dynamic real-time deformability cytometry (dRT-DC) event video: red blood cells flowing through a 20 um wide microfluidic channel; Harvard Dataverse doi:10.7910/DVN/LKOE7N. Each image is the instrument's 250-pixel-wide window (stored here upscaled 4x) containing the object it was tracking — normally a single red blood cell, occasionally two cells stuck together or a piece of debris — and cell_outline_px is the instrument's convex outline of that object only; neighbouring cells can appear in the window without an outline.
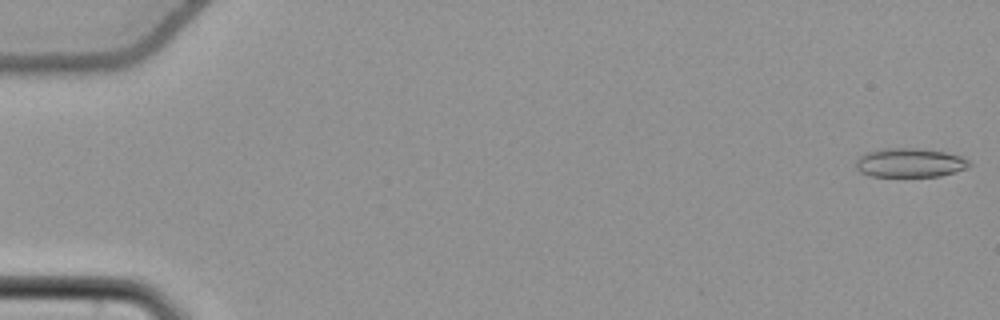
{"species": "common noctule bat (a hibernating species)", "species_latin": "Nyctalus noctula", "temperature_condition": "cold", "stored_images_in_passage": 17, "camera_frame_rate_fps": 3000, "um_per_image_px": 0.085, "animal": {"sex": "female", "body_mass_g": 22.7, "forearm_length_mm": 54.2}, "frame": {"image": 1, "passage_image": 1, "time_ms": 0.0, "image_size_px": [1000, 320], "cell_outline_px": [[972, 164], [968, 168], [940, 176], [872, 176], [860, 172], [856, 168], [856, 160], [864, 152], [880, 148], [916, 148], [944, 152], [960, 156], [968, 160]], "centroid_in_image_um": [77.31, 13.82], "position_along_channel_um": 7.7, "area_um2": 19.25}}
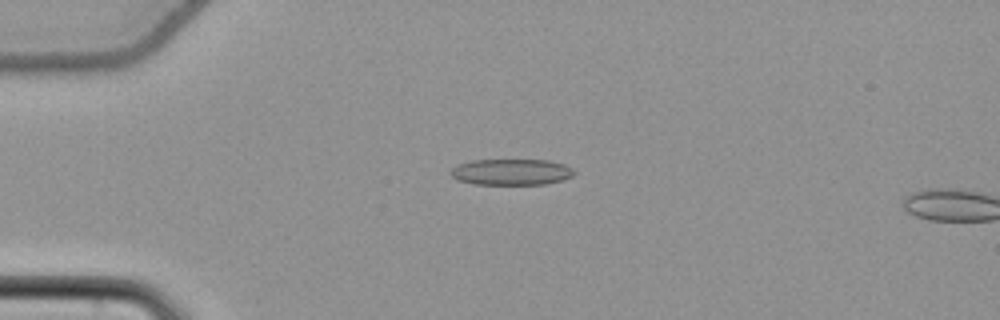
{"frame": {"image": 2, "passage_image": 15, "time_ms": 4.667, "image_size_px": [1000, 320], "cell_outline_px": [[576, 172], [572, 176], [564, 180], [544, 184], [476, 184], [456, 180], [448, 172], [456, 164], [472, 160], [548, 160], [564, 164], [572, 168]], "centroid_in_image_um": [43.44, 14.61], "position_along_channel_um": 41.6, "area_um2": 18.96}}